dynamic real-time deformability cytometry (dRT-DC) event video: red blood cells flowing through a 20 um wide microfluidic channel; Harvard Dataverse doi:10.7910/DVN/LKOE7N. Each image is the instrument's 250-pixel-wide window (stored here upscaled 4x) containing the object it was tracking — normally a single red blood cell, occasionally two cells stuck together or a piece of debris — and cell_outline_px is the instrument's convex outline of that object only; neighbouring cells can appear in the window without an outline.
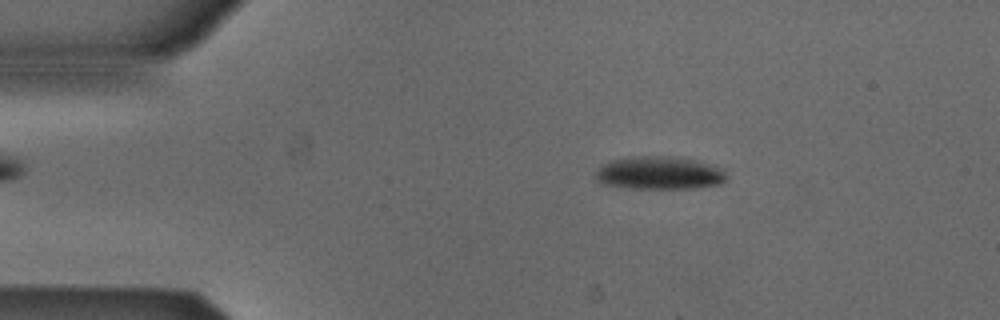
{"species": "Egyptian fruit bat (a non-hibernating species)", "species_latin": "Rousettus aegyptiacus", "temperature_condition": "cold", "stored_images_in_passage": 52, "camera_frame_rate_fps": 3000, "um_per_image_px": 0.085, "animal": {"sex": "male"}, "frame": {"image": 1, "passage_image": 8, "time_ms": 2.333, "image_size_px": [1000, 320], "cell_outline_px": [[728, 176], [720, 184], [696, 188], [632, 188], [604, 184], [596, 180], [592, 176], [596, 168], [608, 160], [628, 156], [676, 156], [696, 160], [720, 168]], "centroid_in_image_um": [55.96, 14.69], "position_along_channel_um": 29.0, "area_um2": 25.55}}
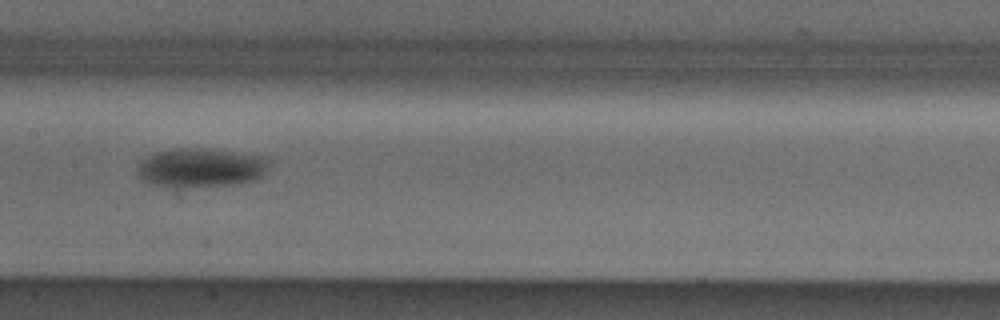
{"frame": {"image": 2, "passage_image": 25, "time_ms": 8.0, "image_size_px": [1000, 320], "cell_outline_px": [[268, 160], [264, 172], [256, 180], [228, 184], [180, 188], [168, 188], [152, 184], [144, 180], [140, 176], [136, 168], [140, 160], [156, 152], [172, 148], [200, 148], [264, 156]], "centroid_in_image_um": [16.98, 14.26], "position_along_channel_um": 190.4, "area_um2": 29.82}}
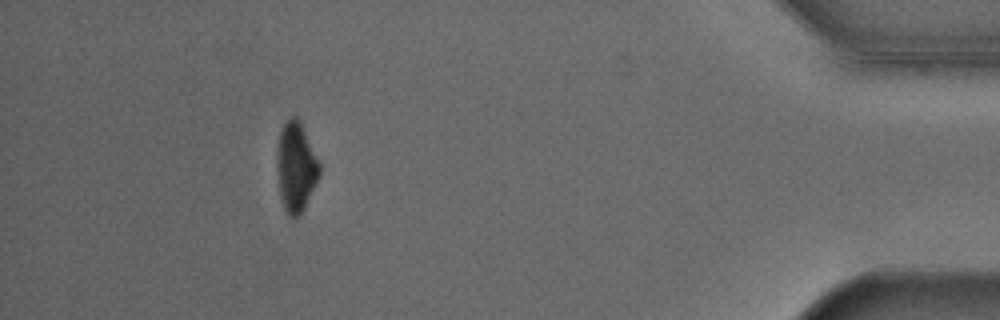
{"frame": {"image": 3, "passage_image": 47, "time_ms": 15.333, "image_size_px": [1000, 320], "cell_outline_px": [[320, 176], [304, 208], [296, 220], [292, 220], [288, 216], [280, 200], [276, 164], [276, 156], [280, 132], [284, 124], [292, 116], [296, 116], [320, 164]], "centroid_in_image_um": [25.13, 14.29], "position_along_channel_um": 410.1, "area_um2": 22.08}, "authors_computed_cell_mechanics": {"area_um2": 25.6632, "velocity_mm_per_s": 3.8228, "shape_relaxation_time_tau1_ms": 2.7303, "shape_relaxation_time_tau2_ms": null, "deformation_change_tau1": 0.1053, "deformation_change_tau2": null}}